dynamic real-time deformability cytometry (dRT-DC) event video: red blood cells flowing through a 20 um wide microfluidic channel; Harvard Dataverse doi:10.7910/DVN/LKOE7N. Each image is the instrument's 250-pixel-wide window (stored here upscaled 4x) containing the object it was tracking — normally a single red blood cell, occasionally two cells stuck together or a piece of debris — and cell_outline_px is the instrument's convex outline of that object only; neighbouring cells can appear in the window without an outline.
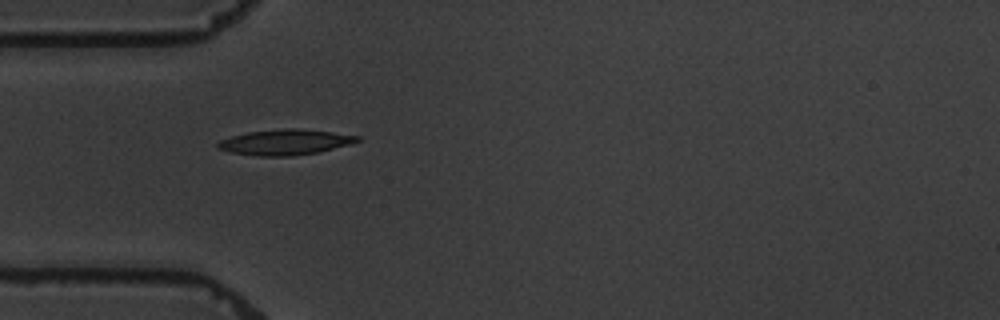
{"species": "common noctule bat (a hibernating species)", "species_latin": "Nyctalus noctula", "temperature_condition": "warm", "stored_images_in_passage": 5, "camera_frame_rate_fps": 3000, "um_per_image_px": 0.085, "animal": {"sex": "male", "body_mass_g": 19.5, "forearm_length_mm": 54.6}, "frame": {"image": 1, "passage_image": 4, "time_ms": 4.667, "image_size_px": [1000, 320], "cell_outline_px": [[360, 140], [352, 144], [316, 152], [292, 156], [256, 156], [232, 152], [216, 148], [216, 144], [220, 140], [232, 136], [248, 132], [284, 128], [300, 128], [332, 132], [360, 136]], "centroid_in_image_um": [24.24, 12.08], "position_along_channel_um": 60.8, "area_um2": 20.69}}
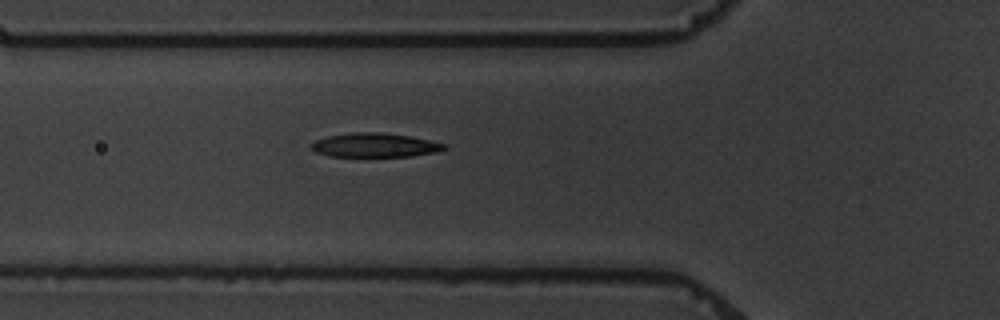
{"frame": {"image": 2, "passage_image": 5, "time_ms": 5.667, "image_size_px": [1000, 320], "cell_outline_px": [[448, 148], [436, 152], [412, 156], [328, 156], [316, 152], [312, 148], [312, 144], [316, 140], [328, 136], [356, 132], [380, 132], [412, 136], [448, 144]], "centroid_in_image_um": [31.93, 12.33], "position_along_channel_um": 93.9, "area_um2": 18.61}}